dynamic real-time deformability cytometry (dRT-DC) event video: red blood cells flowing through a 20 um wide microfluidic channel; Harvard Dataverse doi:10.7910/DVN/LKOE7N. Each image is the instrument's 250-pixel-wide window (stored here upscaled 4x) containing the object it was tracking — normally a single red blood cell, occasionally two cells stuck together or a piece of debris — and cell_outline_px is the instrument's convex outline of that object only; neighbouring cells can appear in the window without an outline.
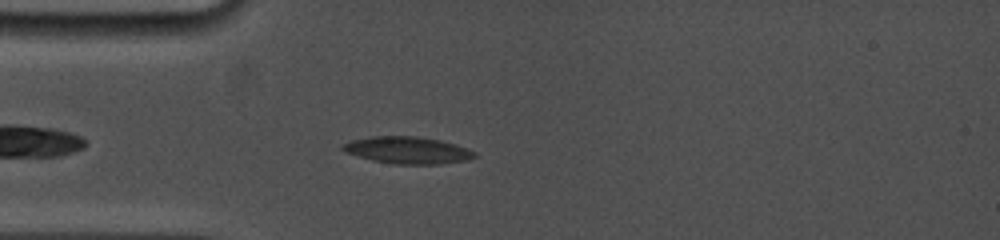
{"species": "common noctule bat (a hibernating species)", "species_latin": "Nyctalus noctula", "temperature_condition": "cold", "stored_images_in_passage": 40, "camera_frame_rate_fps": 5000, "um_per_image_px": 0.085, "animal": {"sex": "female", "body_mass_g": 19.0, "forearm_length_mm": 53.3}, "frame": {"image": 1, "passage_image": 11, "time_ms": 2.0, "image_size_px": [1000, 240], "cell_outline_px": [[476, 156], [468, 160], [440, 164], [392, 164], [372, 160], [344, 152], [340, 148], [344, 144], [352, 140], [372, 136], [416, 136], [440, 140], [456, 144], [476, 152]], "centroid_in_image_um": [34.65, 12.77], "position_along_channel_um": 50.4, "area_um2": 20.75}}
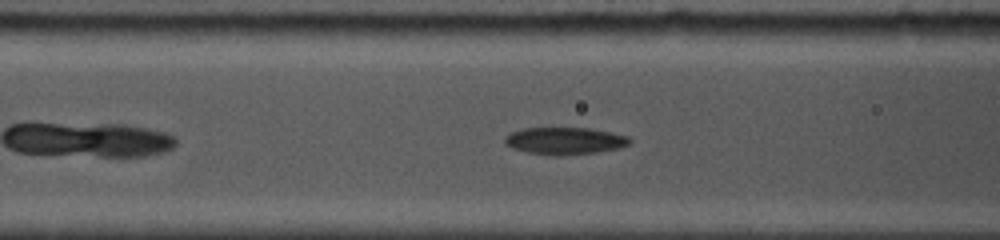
{"frame": {"image": 2, "passage_image": 21, "time_ms": 4.0, "image_size_px": [1000, 240], "cell_outline_px": [[632, 140], [628, 144], [620, 148], [596, 152], [560, 156], [552, 156], [528, 152], [512, 148], [504, 144], [504, 136], [512, 132], [524, 128], [592, 128], [612, 132], [628, 136]], "centroid_in_image_um": [48.0, 11.97], "position_along_channel_um": 118.6, "area_um2": 19.94}}
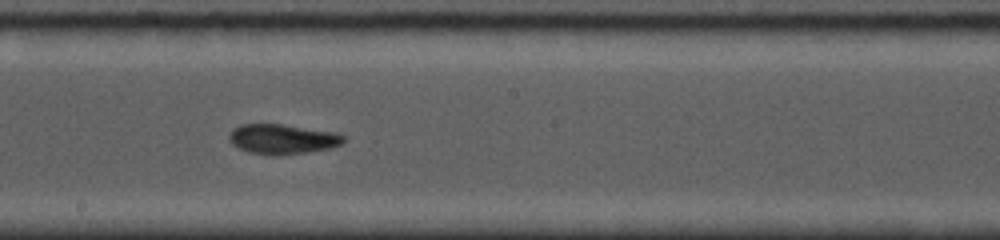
{"frame": {"image": 3, "passage_image": 35, "time_ms": 6.8, "image_size_px": [1000, 240], "cell_outline_px": [[344, 140], [340, 144], [332, 148], [308, 152], [272, 156], [248, 152], [232, 144], [228, 140], [228, 136], [232, 128], [240, 124], [280, 124], [336, 132], [344, 136]], "centroid_in_image_um": [23.97, 11.82], "position_along_channel_um": 224.2, "area_um2": 20.06}}